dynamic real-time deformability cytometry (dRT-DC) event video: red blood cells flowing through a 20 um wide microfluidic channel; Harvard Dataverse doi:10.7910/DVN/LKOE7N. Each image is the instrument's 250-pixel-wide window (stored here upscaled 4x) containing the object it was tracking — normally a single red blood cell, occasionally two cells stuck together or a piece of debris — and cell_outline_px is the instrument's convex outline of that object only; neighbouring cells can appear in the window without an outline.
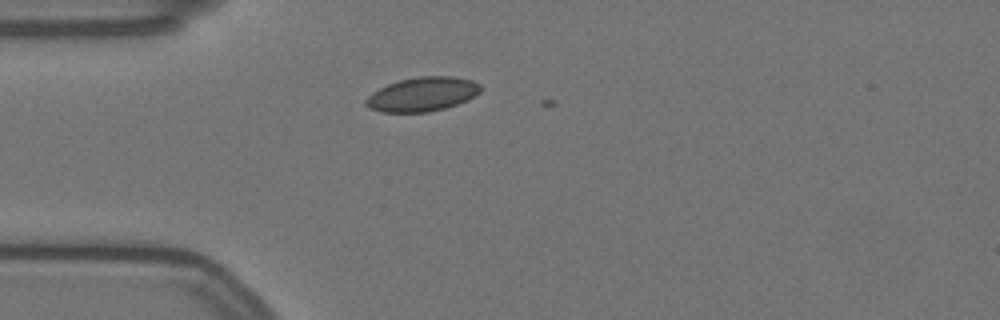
{"species": "Egyptian fruit bat (a non-hibernating species)", "species_latin": "Rousettus aegyptiacus", "temperature_condition": "warm", "stored_images_in_passage": 6, "camera_frame_rate_fps": 3000, "um_per_image_px": 0.085, "animal": {"sex": "female"}, "frame": {"image": 1, "passage_image": 3, "time_ms": 0.667, "image_size_px": [1000, 320], "cell_outline_px": [[480, 92], [476, 96], [468, 100], [444, 108], [428, 112], [380, 112], [364, 104], [364, 100], [372, 92], [388, 84], [400, 80], [416, 76], [456, 76], [472, 80], [480, 84]], "centroid_in_image_um": [35.92, 8.0], "position_along_channel_um": 49.1, "area_um2": 22.89}}